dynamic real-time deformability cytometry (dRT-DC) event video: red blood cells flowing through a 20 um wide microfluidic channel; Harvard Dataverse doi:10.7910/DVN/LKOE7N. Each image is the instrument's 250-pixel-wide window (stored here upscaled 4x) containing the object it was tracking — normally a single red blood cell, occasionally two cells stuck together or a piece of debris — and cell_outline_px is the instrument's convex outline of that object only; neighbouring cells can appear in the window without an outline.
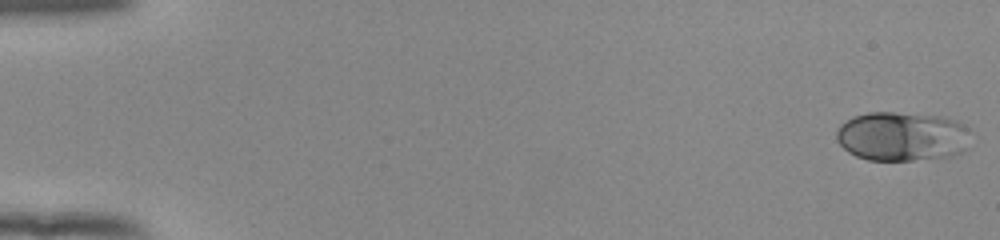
{"species": "human", "species_latin": "Homo sapiens", "temperature_condition": "room temperature", "stored_images_in_passage": 54, "camera_frame_rate_fps": 3000, "um_per_image_px": 0.085, "donor": {"sex": "female"}, "frame": {"image": 1, "passage_image": 1, "time_ms": 0.0, "image_size_px": [1000, 240], "cell_outline_px": [[968, 148], [964, 152], [952, 156], [912, 160], [868, 160], [856, 156], [848, 152], [836, 140], [836, 132], [840, 124], [852, 116], [868, 112], [896, 112], [940, 116], [956, 120], [964, 124], [968, 128]], "centroid_in_image_um": [76.67, 11.59], "position_along_channel_um": 8.3, "area_um2": 38.96}}
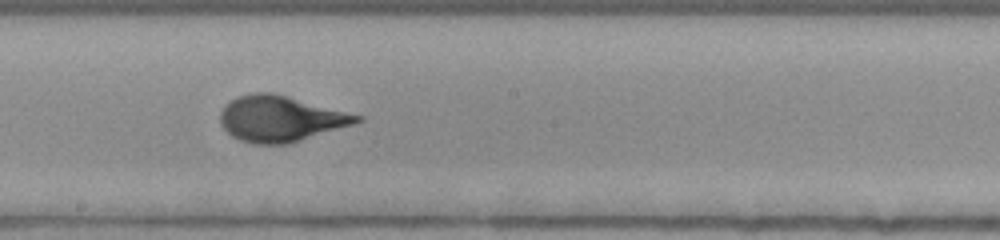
{"frame": {"image": 2, "passage_image": 31, "time_ms": 10.0, "image_size_px": [1000, 240], "cell_outline_px": [[364, 120], [352, 124], [288, 144], [252, 144], [240, 140], [232, 136], [220, 124], [220, 112], [224, 104], [236, 96], [252, 92], [272, 92], [364, 116]], "centroid_in_image_um": [23.8, 10.08], "position_along_channel_um": 224.4, "area_um2": 36.47}}
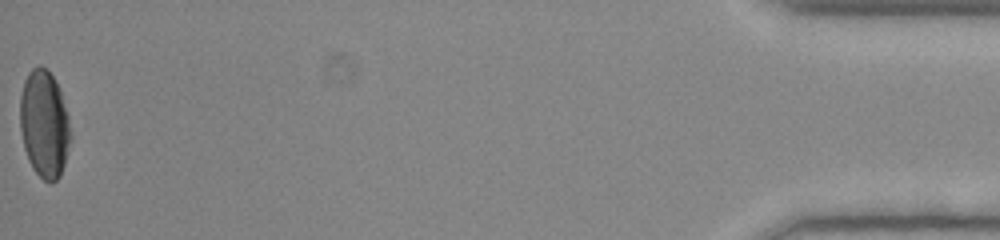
{"frame": {"image": 3, "passage_image": 54, "time_ms": 17.667, "image_size_px": [1000, 240], "cell_outline_px": [[72, 136], [64, 164], [60, 176], [56, 180], [44, 180], [32, 168], [28, 160], [24, 148], [20, 128], [20, 96], [24, 80], [28, 72], [32, 68], [40, 64], [52, 76], [60, 92], [68, 116]], "centroid_in_image_um": [3.75, 10.54], "position_along_channel_um": 431.4, "area_um2": 31.44}, "authors_computed_cell_mechanics": {"area_um2": 35.3736, "velocity_mm_per_s": 3.8719, "shape_relaxation_time_tau1_ms": 4.1045, "shape_relaxation_time_tau2_ms": null, "deformation_change_tau1": 0.1912, "deformation_change_tau2": null}}